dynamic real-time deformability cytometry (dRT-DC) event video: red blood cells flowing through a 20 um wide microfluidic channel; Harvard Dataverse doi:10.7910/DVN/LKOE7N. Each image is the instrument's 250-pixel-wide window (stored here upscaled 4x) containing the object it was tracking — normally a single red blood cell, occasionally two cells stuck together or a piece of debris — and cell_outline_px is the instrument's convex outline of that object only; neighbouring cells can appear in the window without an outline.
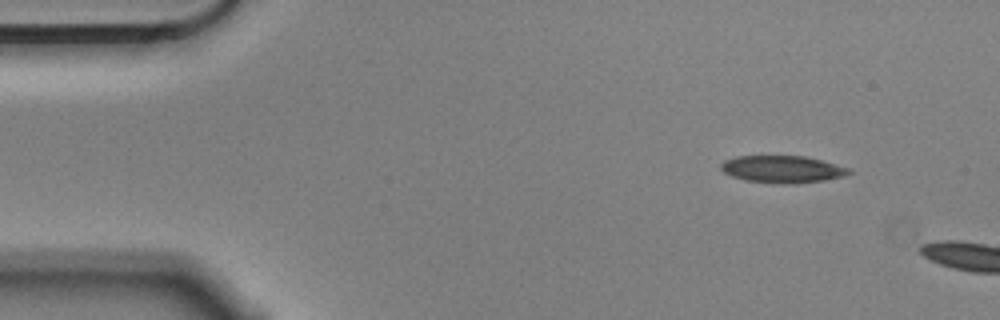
{"species": "Egyptian fruit bat (a non-hibernating species)", "species_latin": "Rousettus aegyptiacus", "temperature_condition": "cold", "stored_images_in_passage": 4, "camera_frame_rate_fps": 3000, "um_per_image_px": 0.085, "animal": {"sex": "male"}, "frame": {"image": 1, "passage_image": 1, "time_ms": 0.0, "image_size_px": [1000, 320], "cell_outline_px": [[856, 172], [844, 176], [824, 180], [796, 184], [776, 184], [744, 180], [732, 176], [724, 172], [720, 168], [720, 164], [724, 160], [736, 156], [804, 156], [852, 168]], "centroid_in_image_um": [66.54, 14.39], "position_along_channel_um": 18.5, "area_um2": 20.58}}